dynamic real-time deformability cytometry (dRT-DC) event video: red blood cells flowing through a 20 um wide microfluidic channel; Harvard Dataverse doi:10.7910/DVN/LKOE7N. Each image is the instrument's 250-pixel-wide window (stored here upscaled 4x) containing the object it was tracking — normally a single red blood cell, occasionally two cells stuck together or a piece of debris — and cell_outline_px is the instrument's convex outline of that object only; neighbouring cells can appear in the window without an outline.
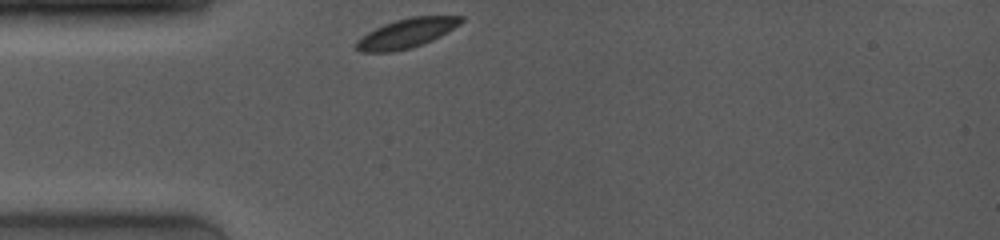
{"species": "common noctule bat (a hibernating species)", "species_latin": "Nyctalus noctula", "temperature_condition": "room temperature", "stored_images_in_passage": 31, "camera_frame_rate_fps": 4000, "um_per_image_px": 0.085, "animal": {"sex": "female", "body_mass_g": 19.0, "forearm_length_mm": 53.3}, "frame": {"image": 1, "passage_image": 1, "time_ms": 0.0, "image_size_px": [1000, 240], "cell_outline_px": [[464, 20], [460, 24], [440, 36], [432, 40], [412, 48], [392, 52], [360, 52], [356, 48], [356, 40], [368, 32], [384, 24], [396, 20], [412, 16], [464, 16]], "centroid_in_image_um": [34.55, 2.83], "position_along_channel_um": 50.4, "area_um2": 17.86}}
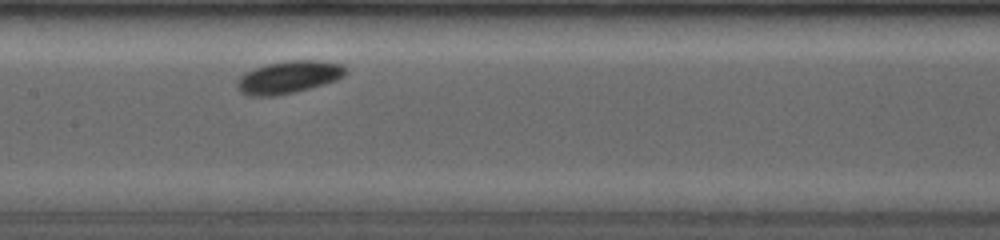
{"frame": {"image": 2, "passage_image": 13, "time_ms": 3.75, "image_size_px": [1000, 240], "cell_outline_px": [[348, 72], [344, 76], [336, 80], [324, 84], [296, 92], [276, 96], [248, 96], [240, 92], [236, 88], [236, 80], [244, 72], [268, 64], [288, 60], [320, 60], [344, 64], [348, 68]], "centroid_in_image_um": [24.55, 6.56], "position_along_channel_um": 182.9, "area_um2": 20.92}}
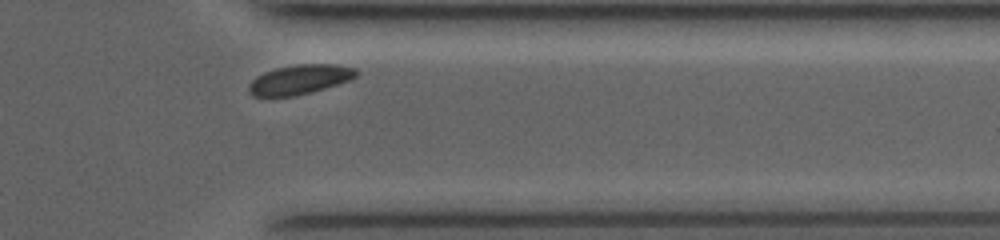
{"frame": {"image": 3, "passage_image": 29, "time_ms": 9.0, "image_size_px": [1000, 240], "cell_outline_px": [[360, 72], [352, 80], [324, 88], [292, 96], [252, 96], [248, 92], [248, 84], [256, 76], [264, 72], [276, 68], [296, 64], [336, 64], [356, 68]], "centroid_in_image_um": [25.49, 6.74], "position_along_channel_um": 385.9, "area_um2": 18.55}, "authors_computed_cell_mechanics": {"area_um2": 19.074, "velocity_mm_per_s": 3.8266, "shape_relaxation_time_tau1_ms": 7.1298, "shape_relaxation_time_tau2_ms": 6.4791, "deformation_change_tau1": 0.18, "deformation_change_tau2": 0.049}}